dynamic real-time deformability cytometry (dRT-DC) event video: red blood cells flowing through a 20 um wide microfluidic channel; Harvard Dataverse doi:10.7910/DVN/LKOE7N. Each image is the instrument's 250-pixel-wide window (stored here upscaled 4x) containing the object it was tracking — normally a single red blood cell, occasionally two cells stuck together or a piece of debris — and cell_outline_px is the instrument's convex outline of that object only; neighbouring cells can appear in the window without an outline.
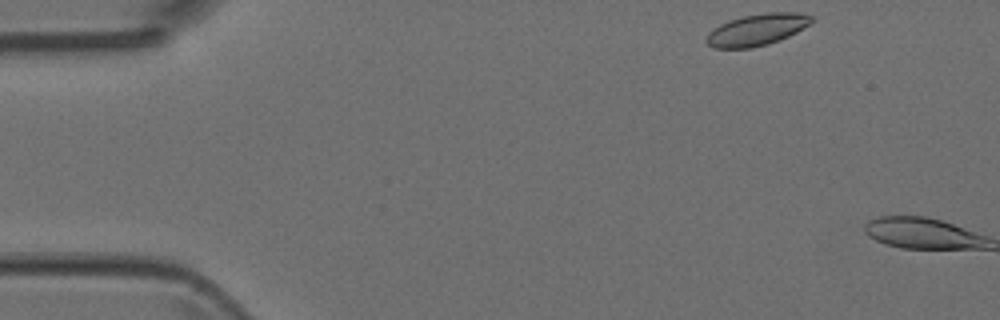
{"species": "Egyptian fruit bat (a non-hibernating species)", "species_latin": "Rousettus aegyptiacus", "temperature_condition": "room temperature", "stored_images_in_passage": 2, "camera_frame_rate_fps": 3000, "um_per_image_px": 0.085, "animal": {"sex": "female"}, "frame": {"image": 1, "passage_image": 1, "time_ms": 0.0, "image_size_px": [1000, 320], "cell_outline_px": [[816, 20], [796, 32], [788, 36], [768, 44], [752, 48], [712, 48], [704, 40], [708, 32], [712, 28], [728, 20], [744, 16], [764, 12], [800, 12], [812, 16]], "centroid_in_image_um": [64.32, 2.52], "position_along_channel_um": 20.7, "area_um2": 19.59}}